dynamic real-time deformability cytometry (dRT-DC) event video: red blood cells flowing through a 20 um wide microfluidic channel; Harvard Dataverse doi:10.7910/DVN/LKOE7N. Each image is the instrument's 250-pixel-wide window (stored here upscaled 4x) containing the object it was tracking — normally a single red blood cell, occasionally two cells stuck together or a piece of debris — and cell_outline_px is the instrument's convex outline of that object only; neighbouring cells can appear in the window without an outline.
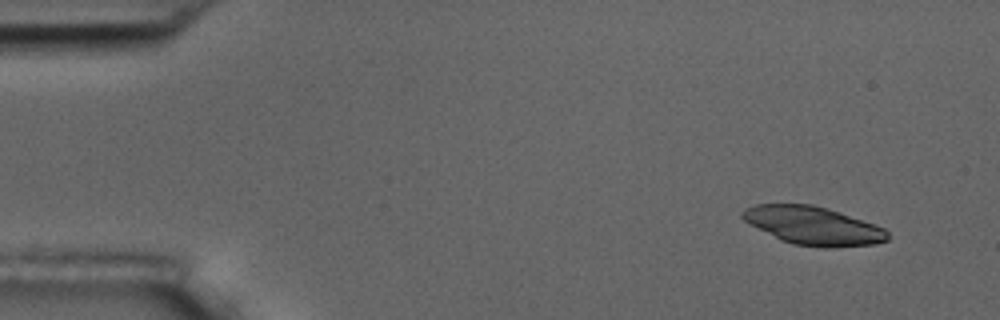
{"species": "common noctule bat (a hibernating species)", "species_latin": "Nyctalus noctula", "temperature_condition": "room temperature", "stored_images_in_passage": 3, "camera_frame_rate_fps": 3000, "um_per_image_px": 0.085, "animal": {"sex": "male", "body_mass_g": 17.5, "forearm_length_mm": 52.3}, "frame": {"image": 1, "passage_image": 1, "time_ms": 0.0, "image_size_px": [1000, 320], "cell_outline_px": [[888, 240], [876, 244], [828, 248], [824, 248], [792, 244], [780, 240], [744, 220], [740, 216], [740, 212], [744, 208], [756, 204], [812, 204], [828, 208], [884, 228], [888, 232]], "centroid_in_image_um": [69.1, 19.18], "position_along_channel_um": 15.9, "area_um2": 32.31}}